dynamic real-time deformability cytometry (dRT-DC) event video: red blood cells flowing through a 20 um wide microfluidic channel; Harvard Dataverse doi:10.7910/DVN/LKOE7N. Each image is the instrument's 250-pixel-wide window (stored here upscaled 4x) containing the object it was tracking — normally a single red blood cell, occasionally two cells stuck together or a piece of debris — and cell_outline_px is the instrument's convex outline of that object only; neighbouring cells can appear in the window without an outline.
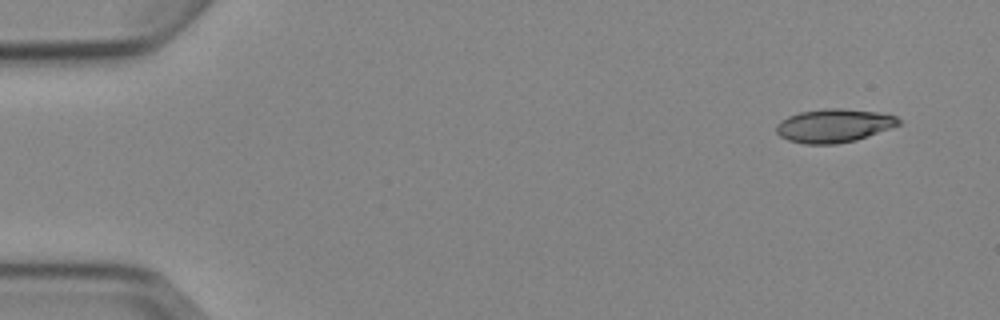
{"species": "Egyptian fruit bat (a non-hibernating species)", "species_latin": "Rousettus aegyptiacus", "temperature_condition": "cold", "stored_images_in_passage": 6, "camera_frame_rate_fps": 3000, "um_per_image_px": 0.085, "animal": {"sex": "female"}, "frame": {"image": 1, "passage_image": 1, "time_ms": 0.0, "image_size_px": [1000, 320], "cell_outline_px": [[900, 124], [856, 140], [836, 144], [804, 144], [788, 140], [780, 136], [776, 132], [776, 124], [780, 120], [788, 116], [800, 112], [828, 108], [840, 108], [880, 112], [896, 116], [900, 120]], "centroid_in_image_um": [70.85, 10.67], "position_along_channel_um": 14.2, "area_um2": 23.81}}
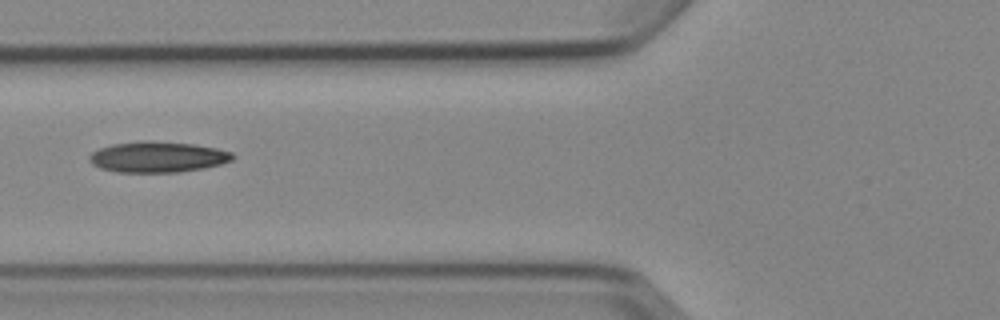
{"frame": {"image": 2, "passage_image": 5, "time_ms": 5.667, "image_size_px": [1000, 320], "cell_outline_px": [[236, 156], [232, 160], [220, 164], [204, 168], [180, 172], [116, 172], [100, 168], [92, 164], [88, 160], [88, 156], [92, 152], [100, 148], [112, 144], [140, 140], [148, 140], [196, 144], [216, 148], [232, 152]], "centroid_in_image_um": [13.39, 13.33], "position_along_channel_um": 112.4, "area_um2": 26.01}}
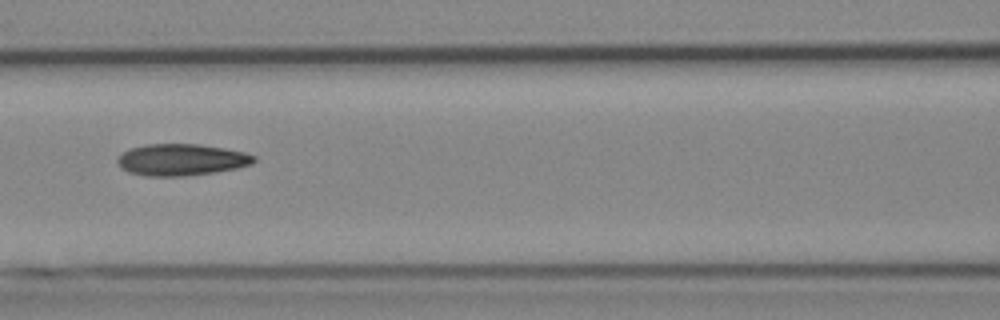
{"frame": {"image": 3, "passage_image": 6, "time_ms": 6.667, "image_size_px": [1000, 320], "cell_outline_px": [[256, 160], [252, 164], [236, 168], [216, 172], [184, 176], [144, 176], [128, 172], [120, 168], [116, 160], [128, 148], [144, 144], [200, 144], [224, 148], [244, 152], [256, 156]], "centroid_in_image_um": [15.4, 13.58], "position_along_channel_um": 151.2, "area_um2": 25.37}}